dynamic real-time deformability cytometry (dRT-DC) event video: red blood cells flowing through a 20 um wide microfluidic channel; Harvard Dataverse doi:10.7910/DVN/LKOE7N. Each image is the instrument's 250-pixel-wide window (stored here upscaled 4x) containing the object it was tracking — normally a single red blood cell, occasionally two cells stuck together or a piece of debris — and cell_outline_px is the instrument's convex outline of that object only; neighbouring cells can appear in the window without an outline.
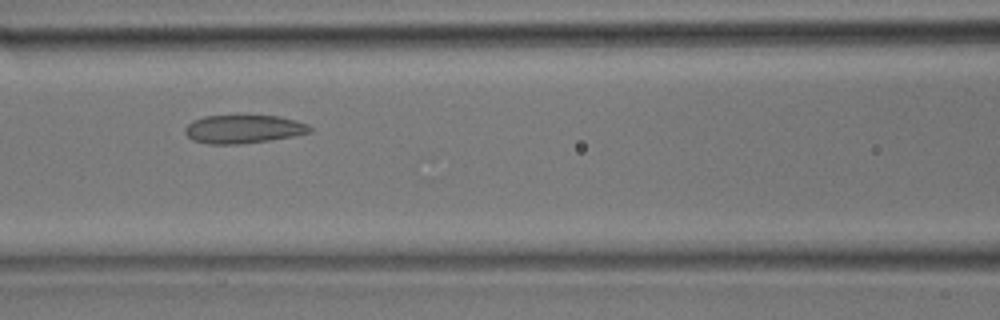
{"species": "common noctule bat (a hibernating species)", "species_latin": "Nyctalus noctula", "temperature_condition": "room temperature", "stored_images_in_passage": 30, "camera_frame_rate_fps": 3000, "um_per_image_px": 0.085, "animal": {"sex": "male", "body_mass_g": 17.9}, "frame": {"image": 1, "passage_image": 10, "time_ms": 3.0, "image_size_px": [1000, 320], "cell_outline_px": [[312, 132], [272, 140], [240, 144], [208, 144], [192, 140], [184, 132], [184, 128], [192, 120], [204, 116], [280, 116], [296, 120], [308, 124], [312, 128]], "centroid_in_image_um": [20.69, 10.98], "position_along_channel_um": 145.9, "area_um2": 20.75}}
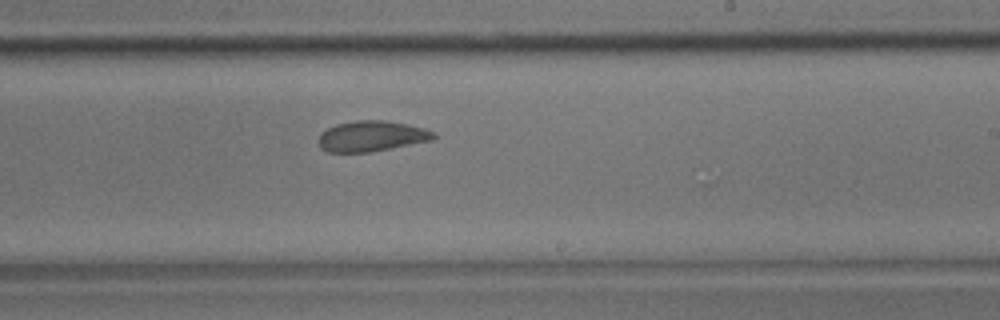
{"frame": {"image": 2, "passage_image": 16, "time_ms": 5.0, "image_size_px": [1000, 320], "cell_outline_px": [[436, 136], [432, 140], [368, 152], [328, 152], [320, 148], [316, 140], [320, 132], [336, 124], [356, 120], [384, 120], [424, 128], [436, 132]], "centroid_in_image_um": [31.52, 11.57], "position_along_channel_um": 257.5, "area_um2": 20.52}}
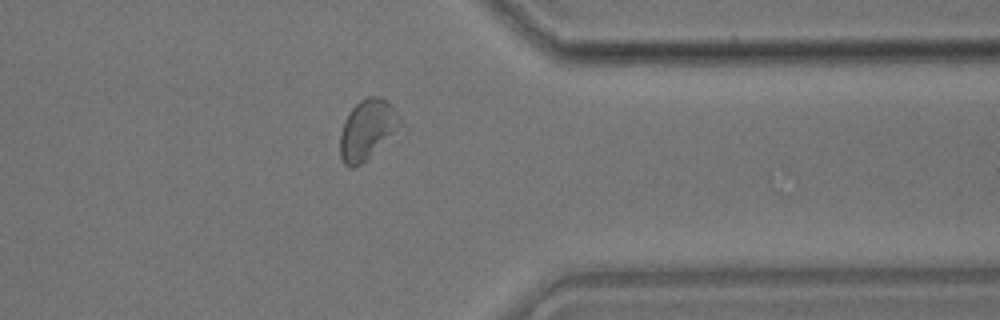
{"frame": {"image": 3, "passage_image": 23, "time_ms": 7.333, "image_size_px": [1000, 320], "cell_outline_px": [[404, 124], [360, 164], [352, 168], [348, 168], [344, 164], [340, 156], [340, 136], [344, 120], [348, 112], [360, 100], [368, 96], [380, 96], [388, 100], [392, 104], [400, 116]], "centroid_in_image_um": [31.23, 10.97], "position_along_channel_um": 380.2, "area_um2": 20.98}}